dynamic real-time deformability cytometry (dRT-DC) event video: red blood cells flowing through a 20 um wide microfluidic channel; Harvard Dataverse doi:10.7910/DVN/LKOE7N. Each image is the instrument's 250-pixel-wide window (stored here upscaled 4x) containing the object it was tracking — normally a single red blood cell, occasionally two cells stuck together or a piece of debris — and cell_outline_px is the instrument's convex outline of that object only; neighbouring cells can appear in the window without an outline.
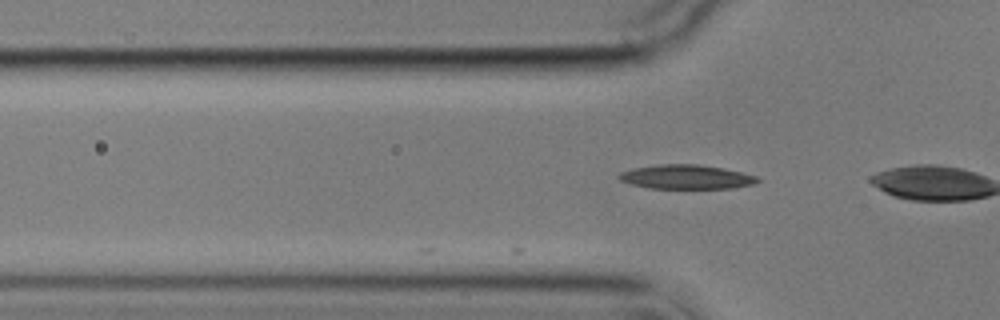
{"species": "common noctule bat (a hibernating species)", "species_latin": "Nyctalus noctula", "temperature_condition": "cold", "stored_images_in_passage": 10, "camera_frame_rate_fps": 3000, "um_per_image_px": 0.085, "animal": {"sex": "male", "body_mass_g": 17.9}, "frame": {"image": 1, "passage_image": 4, "time_ms": 4.333, "image_size_px": [1000, 320], "cell_outline_px": [[760, 180], [756, 184], [732, 188], [648, 188], [628, 184], [620, 180], [616, 176], [620, 172], [632, 168], [660, 164], [696, 164], [724, 168], [756, 176]], "centroid_in_image_um": [58.29, 15.04], "position_along_channel_um": 67.5, "area_um2": 19.65}}
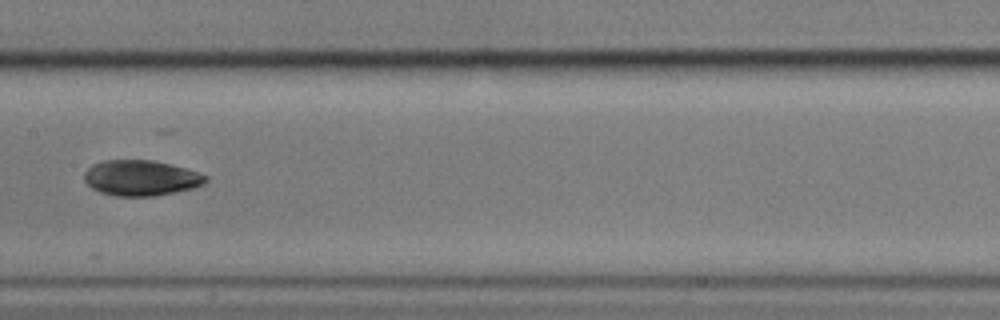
{"frame": {"image": 2, "passage_image": 8, "time_ms": 9.0, "image_size_px": [1000, 320], "cell_outline_px": [[208, 180], [204, 184], [192, 188], [156, 196], [116, 196], [100, 192], [92, 188], [84, 180], [84, 172], [92, 164], [104, 160], [152, 160], [172, 164], [208, 176]], "centroid_in_image_um": [11.97, 15.12], "position_along_channel_um": 195.4, "area_um2": 25.14}}
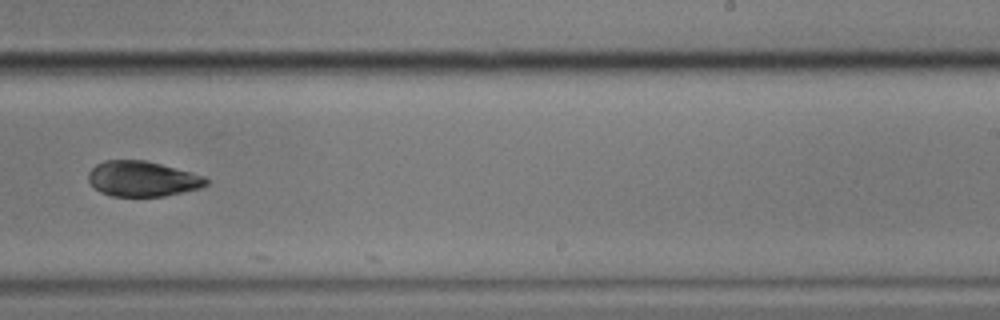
{"frame": {"image": 3, "passage_image": 10, "time_ms": 11.333, "image_size_px": [1000, 320], "cell_outline_px": [[208, 184], [200, 188], [164, 196], [112, 196], [100, 192], [88, 180], [88, 172], [96, 164], [104, 160], [144, 160], [192, 172], [204, 176], [208, 180]], "centroid_in_image_um": [12.1, 15.19], "position_along_channel_um": 276.9, "area_um2": 24.16}}